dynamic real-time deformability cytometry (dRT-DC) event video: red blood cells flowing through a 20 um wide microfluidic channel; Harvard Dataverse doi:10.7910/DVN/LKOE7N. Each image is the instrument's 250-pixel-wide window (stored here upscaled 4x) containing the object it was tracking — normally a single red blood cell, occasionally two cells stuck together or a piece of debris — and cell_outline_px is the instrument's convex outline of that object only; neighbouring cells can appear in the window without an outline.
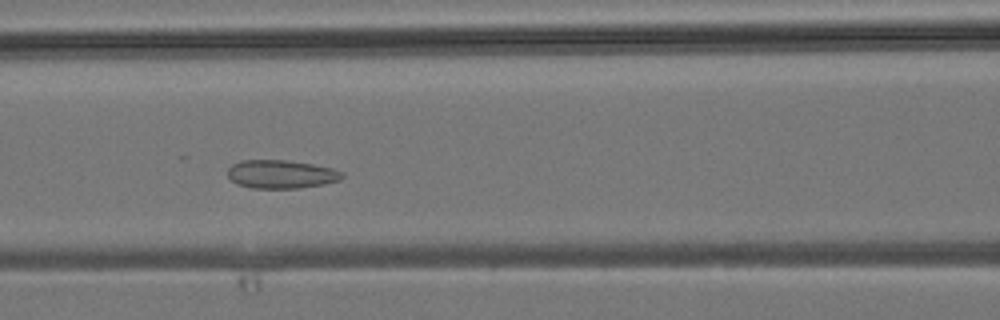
{"species": "common noctule bat (a hibernating species)", "species_latin": "Nyctalus noctula", "temperature_condition": "room temperature", "stored_images_in_passage": 39, "camera_frame_rate_fps": 3000, "um_per_image_px": 0.085, "animal": {"sex": "male", "body_mass_g": 19.2, "forearm_length_mm": 51.8}, "frame": {"image": 1, "passage_image": 15, "time_ms": 4.667, "image_size_px": [1000, 320], "cell_outline_px": [[344, 176], [340, 180], [324, 184], [300, 188], [252, 188], [236, 184], [228, 176], [228, 168], [232, 164], [240, 160], [284, 160], [312, 164], [332, 168], [344, 172]], "centroid_in_image_um": [23.9, 14.81], "position_along_channel_um": 142.7, "area_um2": 19.02}}
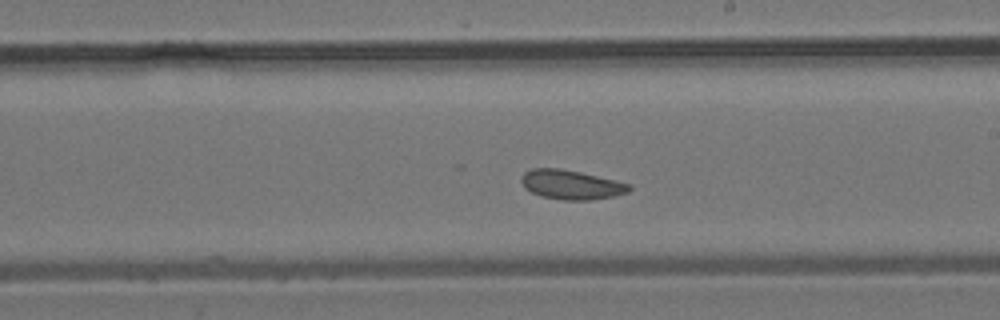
{"frame": {"image": 2, "passage_image": 21, "time_ms": 6.667, "image_size_px": [1000, 320], "cell_outline_px": [[632, 188], [628, 192], [612, 196], [588, 200], [564, 200], [540, 196], [524, 188], [520, 180], [520, 176], [524, 172], [532, 168], [560, 168], [580, 172], [616, 180], [632, 184]], "centroid_in_image_um": [48.53, 15.69], "position_along_channel_um": 240.5, "area_um2": 18.55}}
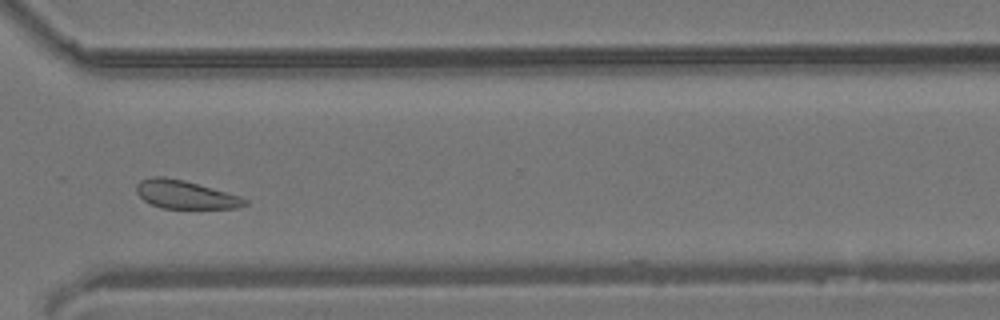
{"frame": {"image": 3, "passage_image": 28, "time_ms": 9.0, "image_size_px": [1000, 320], "cell_outline_px": [[248, 204], [240, 208], [160, 208], [144, 200], [136, 192], [136, 184], [140, 180], [152, 176], [164, 176], [184, 180], [240, 196], [248, 200]], "centroid_in_image_um": [15.74, 16.53], "position_along_channel_um": 354.9, "area_um2": 17.86}}